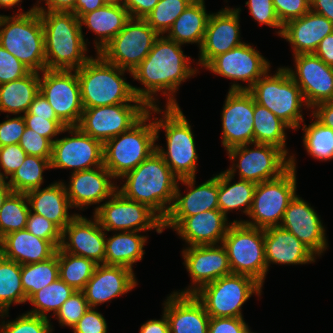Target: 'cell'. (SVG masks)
<instances>
[{
  "mask_svg": "<svg viewBox=\"0 0 333 333\" xmlns=\"http://www.w3.org/2000/svg\"><path fill=\"white\" fill-rule=\"evenodd\" d=\"M181 46L165 35H159L147 57L132 72L134 80L145 87L132 86L134 95L148 107L158 106L155 98L158 92L167 96L165 107L179 106L174 98L179 85L197 74V68H191L190 57L184 55Z\"/></svg>",
  "mask_w": 333,
  "mask_h": 333,
  "instance_id": "cell-1",
  "label": "cell"
},
{
  "mask_svg": "<svg viewBox=\"0 0 333 333\" xmlns=\"http://www.w3.org/2000/svg\"><path fill=\"white\" fill-rule=\"evenodd\" d=\"M120 179H126L117 186L125 198L147 205L162 220L167 216L179 179L156 151Z\"/></svg>",
  "mask_w": 333,
  "mask_h": 333,
  "instance_id": "cell-2",
  "label": "cell"
},
{
  "mask_svg": "<svg viewBox=\"0 0 333 333\" xmlns=\"http://www.w3.org/2000/svg\"><path fill=\"white\" fill-rule=\"evenodd\" d=\"M44 30L46 69L77 70L92 56H86L79 18L73 12L39 11Z\"/></svg>",
  "mask_w": 333,
  "mask_h": 333,
  "instance_id": "cell-3",
  "label": "cell"
},
{
  "mask_svg": "<svg viewBox=\"0 0 333 333\" xmlns=\"http://www.w3.org/2000/svg\"><path fill=\"white\" fill-rule=\"evenodd\" d=\"M126 70L107 62L99 53L76 70L83 108L144 103L122 77Z\"/></svg>",
  "mask_w": 333,
  "mask_h": 333,
  "instance_id": "cell-4",
  "label": "cell"
},
{
  "mask_svg": "<svg viewBox=\"0 0 333 333\" xmlns=\"http://www.w3.org/2000/svg\"><path fill=\"white\" fill-rule=\"evenodd\" d=\"M151 111L157 114L162 113V118H154L156 140L159 139L158 133L163 128L167 144V150L156 144V152L178 179L195 177L197 149L191 125L180 106H166L164 111L156 106L151 107Z\"/></svg>",
  "mask_w": 333,
  "mask_h": 333,
  "instance_id": "cell-5",
  "label": "cell"
},
{
  "mask_svg": "<svg viewBox=\"0 0 333 333\" xmlns=\"http://www.w3.org/2000/svg\"><path fill=\"white\" fill-rule=\"evenodd\" d=\"M0 17V45L32 72L46 69L44 30L38 9Z\"/></svg>",
  "mask_w": 333,
  "mask_h": 333,
  "instance_id": "cell-6",
  "label": "cell"
},
{
  "mask_svg": "<svg viewBox=\"0 0 333 333\" xmlns=\"http://www.w3.org/2000/svg\"><path fill=\"white\" fill-rule=\"evenodd\" d=\"M152 113L149 107L148 112L129 130L103 144V166L114 178H121L156 151V129L154 118L151 121Z\"/></svg>",
  "mask_w": 333,
  "mask_h": 333,
  "instance_id": "cell-7",
  "label": "cell"
},
{
  "mask_svg": "<svg viewBox=\"0 0 333 333\" xmlns=\"http://www.w3.org/2000/svg\"><path fill=\"white\" fill-rule=\"evenodd\" d=\"M267 71L248 90L256 103L264 106L291 129L301 128L304 118L303 106L308 108L301 89L291 78L285 67H280L274 75Z\"/></svg>",
  "mask_w": 333,
  "mask_h": 333,
  "instance_id": "cell-8",
  "label": "cell"
},
{
  "mask_svg": "<svg viewBox=\"0 0 333 333\" xmlns=\"http://www.w3.org/2000/svg\"><path fill=\"white\" fill-rule=\"evenodd\" d=\"M290 157V167L279 177L256 184L252 207L247 216L252 220H234L267 229L280 226L285 210L296 195V161Z\"/></svg>",
  "mask_w": 333,
  "mask_h": 333,
  "instance_id": "cell-9",
  "label": "cell"
},
{
  "mask_svg": "<svg viewBox=\"0 0 333 333\" xmlns=\"http://www.w3.org/2000/svg\"><path fill=\"white\" fill-rule=\"evenodd\" d=\"M222 245L232 273L248 275L262 286L268 272L264 249V229L231 222Z\"/></svg>",
  "mask_w": 333,
  "mask_h": 333,
  "instance_id": "cell-10",
  "label": "cell"
},
{
  "mask_svg": "<svg viewBox=\"0 0 333 333\" xmlns=\"http://www.w3.org/2000/svg\"><path fill=\"white\" fill-rule=\"evenodd\" d=\"M263 286L254 278L234 274L223 276L194 293L209 317L243 318L242 305L253 295H261Z\"/></svg>",
  "mask_w": 333,
  "mask_h": 333,
  "instance_id": "cell-11",
  "label": "cell"
},
{
  "mask_svg": "<svg viewBox=\"0 0 333 333\" xmlns=\"http://www.w3.org/2000/svg\"><path fill=\"white\" fill-rule=\"evenodd\" d=\"M249 145H254L253 149H250ZM226 152L230 160L237 162L225 171L234 177L236 169H239V179L256 184L277 178L290 167V157H287L289 155L271 144H244L232 147Z\"/></svg>",
  "mask_w": 333,
  "mask_h": 333,
  "instance_id": "cell-12",
  "label": "cell"
},
{
  "mask_svg": "<svg viewBox=\"0 0 333 333\" xmlns=\"http://www.w3.org/2000/svg\"><path fill=\"white\" fill-rule=\"evenodd\" d=\"M159 34L142 18H130L99 53L107 62L132 72L147 57Z\"/></svg>",
  "mask_w": 333,
  "mask_h": 333,
  "instance_id": "cell-13",
  "label": "cell"
},
{
  "mask_svg": "<svg viewBox=\"0 0 333 333\" xmlns=\"http://www.w3.org/2000/svg\"><path fill=\"white\" fill-rule=\"evenodd\" d=\"M94 217L110 231L163 232V220L147 205L125 198L118 190L103 204L95 207Z\"/></svg>",
  "mask_w": 333,
  "mask_h": 333,
  "instance_id": "cell-14",
  "label": "cell"
},
{
  "mask_svg": "<svg viewBox=\"0 0 333 333\" xmlns=\"http://www.w3.org/2000/svg\"><path fill=\"white\" fill-rule=\"evenodd\" d=\"M40 88L57 118L66 126H78L84 110L76 70H43Z\"/></svg>",
  "mask_w": 333,
  "mask_h": 333,
  "instance_id": "cell-15",
  "label": "cell"
},
{
  "mask_svg": "<svg viewBox=\"0 0 333 333\" xmlns=\"http://www.w3.org/2000/svg\"><path fill=\"white\" fill-rule=\"evenodd\" d=\"M149 110L145 103H123L84 108L78 127L103 144L129 130Z\"/></svg>",
  "mask_w": 333,
  "mask_h": 333,
  "instance_id": "cell-16",
  "label": "cell"
},
{
  "mask_svg": "<svg viewBox=\"0 0 333 333\" xmlns=\"http://www.w3.org/2000/svg\"><path fill=\"white\" fill-rule=\"evenodd\" d=\"M270 63L249 43H243L226 53L214 57L204 68L214 74L226 77L234 82H247L242 86L233 83L229 90H249L267 71Z\"/></svg>",
  "mask_w": 333,
  "mask_h": 333,
  "instance_id": "cell-17",
  "label": "cell"
},
{
  "mask_svg": "<svg viewBox=\"0 0 333 333\" xmlns=\"http://www.w3.org/2000/svg\"><path fill=\"white\" fill-rule=\"evenodd\" d=\"M71 137L57 138L52 144L51 168L73 172L103 166V143L84 133L78 126L65 127Z\"/></svg>",
  "mask_w": 333,
  "mask_h": 333,
  "instance_id": "cell-18",
  "label": "cell"
},
{
  "mask_svg": "<svg viewBox=\"0 0 333 333\" xmlns=\"http://www.w3.org/2000/svg\"><path fill=\"white\" fill-rule=\"evenodd\" d=\"M221 114L225 150L254 143V98L248 90H229Z\"/></svg>",
  "mask_w": 333,
  "mask_h": 333,
  "instance_id": "cell-19",
  "label": "cell"
},
{
  "mask_svg": "<svg viewBox=\"0 0 333 333\" xmlns=\"http://www.w3.org/2000/svg\"><path fill=\"white\" fill-rule=\"evenodd\" d=\"M295 71L285 67L309 108L333 101V67L314 54L294 55Z\"/></svg>",
  "mask_w": 333,
  "mask_h": 333,
  "instance_id": "cell-20",
  "label": "cell"
},
{
  "mask_svg": "<svg viewBox=\"0 0 333 333\" xmlns=\"http://www.w3.org/2000/svg\"><path fill=\"white\" fill-rule=\"evenodd\" d=\"M219 210H206L193 216H166L163 229L172 228L189 246L222 244L231 222Z\"/></svg>",
  "mask_w": 333,
  "mask_h": 333,
  "instance_id": "cell-21",
  "label": "cell"
},
{
  "mask_svg": "<svg viewBox=\"0 0 333 333\" xmlns=\"http://www.w3.org/2000/svg\"><path fill=\"white\" fill-rule=\"evenodd\" d=\"M184 266L192 279L191 286L178 294H194L201 287L232 273L225 247L197 245L183 249Z\"/></svg>",
  "mask_w": 333,
  "mask_h": 333,
  "instance_id": "cell-22",
  "label": "cell"
},
{
  "mask_svg": "<svg viewBox=\"0 0 333 333\" xmlns=\"http://www.w3.org/2000/svg\"><path fill=\"white\" fill-rule=\"evenodd\" d=\"M240 11V7H225L210 13L197 64L205 67L217 55L244 43L240 39Z\"/></svg>",
  "mask_w": 333,
  "mask_h": 333,
  "instance_id": "cell-23",
  "label": "cell"
},
{
  "mask_svg": "<svg viewBox=\"0 0 333 333\" xmlns=\"http://www.w3.org/2000/svg\"><path fill=\"white\" fill-rule=\"evenodd\" d=\"M93 218L92 221L77 214L62 231L60 248L64 252L91 259L96 264H104L107 233Z\"/></svg>",
  "mask_w": 333,
  "mask_h": 333,
  "instance_id": "cell-24",
  "label": "cell"
},
{
  "mask_svg": "<svg viewBox=\"0 0 333 333\" xmlns=\"http://www.w3.org/2000/svg\"><path fill=\"white\" fill-rule=\"evenodd\" d=\"M280 226L294 234L316 256L322 255L328 247L319 215L297 194L285 210Z\"/></svg>",
  "mask_w": 333,
  "mask_h": 333,
  "instance_id": "cell-25",
  "label": "cell"
},
{
  "mask_svg": "<svg viewBox=\"0 0 333 333\" xmlns=\"http://www.w3.org/2000/svg\"><path fill=\"white\" fill-rule=\"evenodd\" d=\"M70 177L69 185L64 184V187L72 208L84 210L86 206L87 209L89 205L99 204L117 191V184L111 181L115 178L104 166L72 172Z\"/></svg>",
  "mask_w": 333,
  "mask_h": 333,
  "instance_id": "cell-26",
  "label": "cell"
},
{
  "mask_svg": "<svg viewBox=\"0 0 333 333\" xmlns=\"http://www.w3.org/2000/svg\"><path fill=\"white\" fill-rule=\"evenodd\" d=\"M138 285L134 271L123 267L98 264L82 290L90 308L130 292Z\"/></svg>",
  "mask_w": 333,
  "mask_h": 333,
  "instance_id": "cell-27",
  "label": "cell"
},
{
  "mask_svg": "<svg viewBox=\"0 0 333 333\" xmlns=\"http://www.w3.org/2000/svg\"><path fill=\"white\" fill-rule=\"evenodd\" d=\"M163 304L170 333H208L210 317L194 294L174 291Z\"/></svg>",
  "mask_w": 333,
  "mask_h": 333,
  "instance_id": "cell-28",
  "label": "cell"
},
{
  "mask_svg": "<svg viewBox=\"0 0 333 333\" xmlns=\"http://www.w3.org/2000/svg\"><path fill=\"white\" fill-rule=\"evenodd\" d=\"M331 33L333 23L310 10L300 18L285 23L280 37L292 45L294 56L313 54L321 40Z\"/></svg>",
  "mask_w": 333,
  "mask_h": 333,
  "instance_id": "cell-29",
  "label": "cell"
},
{
  "mask_svg": "<svg viewBox=\"0 0 333 333\" xmlns=\"http://www.w3.org/2000/svg\"><path fill=\"white\" fill-rule=\"evenodd\" d=\"M267 269L270 263L299 265L315 262L316 255L294 234L281 226L264 229Z\"/></svg>",
  "mask_w": 333,
  "mask_h": 333,
  "instance_id": "cell-30",
  "label": "cell"
},
{
  "mask_svg": "<svg viewBox=\"0 0 333 333\" xmlns=\"http://www.w3.org/2000/svg\"><path fill=\"white\" fill-rule=\"evenodd\" d=\"M196 177L179 179L178 182L188 186L185 195H181L177 183L173 204L167 216H193L206 210L219 209V174L206 182L194 186Z\"/></svg>",
  "mask_w": 333,
  "mask_h": 333,
  "instance_id": "cell-31",
  "label": "cell"
},
{
  "mask_svg": "<svg viewBox=\"0 0 333 333\" xmlns=\"http://www.w3.org/2000/svg\"><path fill=\"white\" fill-rule=\"evenodd\" d=\"M25 194L31 206L30 212L47 218L61 231L77 216L68 212L72 206L64 182H54L44 189H33Z\"/></svg>",
  "mask_w": 333,
  "mask_h": 333,
  "instance_id": "cell-32",
  "label": "cell"
},
{
  "mask_svg": "<svg viewBox=\"0 0 333 333\" xmlns=\"http://www.w3.org/2000/svg\"><path fill=\"white\" fill-rule=\"evenodd\" d=\"M2 256L21 265L45 261L56 253V248L45 239L23 229L1 239Z\"/></svg>",
  "mask_w": 333,
  "mask_h": 333,
  "instance_id": "cell-33",
  "label": "cell"
},
{
  "mask_svg": "<svg viewBox=\"0 0 333 333\" xmlns=\"http://www.w3.org/2000/svg\"><path fill=\"white\" fill-rule=\"evenodd\" d=\"M130 19L127 9L123 5H107L84 14L79 20L80 25H86L98 36L94 40L96 53L102 49L124 28Z\"/></svg>",
  "mask_w": 333,
  "mask_h": 333,
  "instance_id": "cell-34",
  "label": "cell"
},
{
  "mask_svg": "<svg viewBox=\"0 0 333 333\" xmlns=\"http://www.w3.org/2000/svg\"><path fill=\"white\" fill-rule=\"evenodd\" d=\"M210 13H206L204 0H193L168 30L169 39L184 45H202Z\"/></svg>",
  "mask_w": 333,
  "mask_h": 333,
  "instance_id": "cell-35",
  "label": "cell"
},
{
  "mask_svg": "<svg viewBox=\"0 0 333 333\" xmlns=\"http://www.w3.org/2000/svg\"><path fill=\"white\" fill-rule=\"evenodd\" d=\"M138 233L119 231L109 238L106 236L104 264L133 270V264L143 259V248L147 242V237Z\"/></svg>",
  "mask_w": 333,
  "mask_h": 333,
  "instance_id": "cell-36",
  "label": "cell"
},
{
  "mask_svg": "<svg viewBox=\"0 0 333 333\" xmlns=\"http://www.w3.org/2000/svg\"><path fill=\"white\" fill-rule=\"evenodd\" d=\"M40 74L30 71L26 76L0 85V112L25 114L39 93Z\"/></svg>",
  "mask_w": 333,
  "mask_h": 333,
  "instance_id": "cell-37",
  "label": "cell"
},
{
  "mask_svg": "<svg viewBox=\"0 0 333 333\" xmlns=\"http://www.w3.org/2000/svg\"><path fill=\"white\" fill-rule=\"evenodd\" d=\"M234 177L226 171L219 173V210L227 217L232 210L244 209L242 212L248 215L253 202L256 183L239 179L238 182L231 184ZM244 207V208H242Z\"/></svg>",
  "mask_w": 333,
  "mask_h": 333,
  "instance_id": "cell-38",
  "label": "cell"
},
{
  "mask_svg": "<svg viewBox=\"0 0 333 333\" xmlns=\"http://www.w3.org/2000/svg\"><path fill=\"white\" fill-rule=\"evenodd\" d=\"M21 282V264L0 258V317H8L10 306L26 303Z\"/></svg>",
  "mask_w": 333,
  "mask_h": 333,
  "instance_id": "cell-39",
  "label": "cell"
},
{
  "mask_svg": "<svg viewBox=\"0 0 333 333\" xmlns=\"http://www.w3.org/2000/svg\"><path fill=\"white\" fill-rule=\"evenodd\" d=\"M286 129H291L264 106L254 100V143L271 144L282 149L287 155Z\"/></svg>",
  "mask_w": 333,
  "mask_h": 333,
  "instance_id": "cell-40",
  "label": "cell"
},
{
  "mask_svg": "<svg viewBox=\"0 0 333 333\" xmlns=\"http://www.w3.org/2000/svg\"><path fill=\"white\" fill-rule=\"evenodd\" d=\"M59 278L76 291H82L98 264L93 260L57 249Z\"/></svg>",
  "mask_w": 333,
  "mask_h": 333,
  "instance_id": "cell-41",
  "label": "cell"
},
{
  "mask_svg": "<svg viewBox=\"0 0 333 333\" xmlns=\"http://www.w3.org/2000/svg\"><path fill=\"white\" fill-rule=\"evenodd\" d=\"M59 278L57 250L49 259L21 265V282L28 300L35 292Z\"/></svg>",
  "mask_w": 333,
  "mask_h": 333,
  "instance_id": "cell-42",
  "label": "cell"
},
{
  "mask_svg": "<svg viewBox=\"0 0 333 333\" xmlns=\"http://www.w3.org/2000/svg\"><path fill=\"white\" fill-rule=\"evenodd\" d=\"M66 282L60 278L50 285L35 292L27 302L34 306V309L27 313L48 318L47 314L53 311V316L60 309L62 304L75 292Z\"/></svg>",
  "mask_w": 333,
  "mask_h": 333,
  "instance_id": "cell-43",
  "label": "cell"
},
{
  "mask_svg": "<svg viewBox=\"0 0 333 333\" xmlns=\"http://www.w3.org/2000/svg\"><path fill=\"white\" fill-rule=\"evenodd\" d=\"M51 168L49 159L27 155L23 164L7 181L13 192L27 193L43 184L44 170Z\"/></svg>",
  "mask_w": 333,
  "mask_h": 333,
  "instance_id": "cell-44",
  "label": "cell"
},
{
  "mask_svg": "<svg viewBox=\"0 0 333 333\" xmlns=\"http://www.w3.org/2000/svg\"><path fill=\"white\" fill-rule=\"evenodd\" d=\"M25 193L12 192L0 209V240L7 234L23 230L30 212Z\"/></svg>",
  "mask_w": 333,
  "mask_h": 333,
  "instance_id": "cell-45",
  "label": "cell"
},
{
  "mask_svg": "<svg viewBox=\"0 0 333 333\" xmlns=\"http://www.w3.org/2000/svg\"><path fill=\"white\" fill-rule=\"evenodd\" d=\"M303 144L308 154L320 161L333 160V130L317 120L302 127Z\"/></svg>",
  "mask_w": 333,
  "mask_h": 333,
  "instance_id": "cell-46",
  "label": "cell"
},
{
  "mask_svg": "<svg viewBox=\"0 0 333 333\" xmlns=\"http://www.w3.org/2000/svg\"><path fill=\"white\" fill-rule=\"evenodd\" d=\"M192 1L159 0L145 20L159 35H164Z\"/></svg>",
  "mask_w": 333,
  "mask_h": 333,
  "instance_id": "cell-47",
  "label": "cell"
},
{
  "mask_svg": "<svg viewBox=\"0 0 333 333\" xmlns=\"http://www.w3.org/2000/svg\"><path fill=\"white\" fill-rule=\"evenodd\" d=\"M52 330L50 319L27 312L0 324V333H52Z\"/></svg>",
  "mask_w": 333,
  "mask_h": 333,
  "instance_id": "cell-48",
  "label": "cell"
},
{
  "mask_svg": "<svg viewBox=\"0 0 333 333\" xmlns=\"http://www.w3.org/2000/svg\"><path fill=\"white\" fill-rule=\"evenodd\" d=\"M89 308L82 291H75L60 307L53 317L61 326L73 328Z\"/></svg>",
  "mask_w": 333,
  "mask_h": 333,
  "instance_id": "cell-49",
  "label": "cell"
},
{
  "mask_svg": "<svg viewBox=\"0 0 333 333\" xmlns=\"http://www.w3.org/2000/svg\"><path fill=\"white\" fill-rule=\"evenodd\" d=\"M25 229L37 237L48 240L56 249L61 245L62 231L42 215L29 212Z\"/></svg>",
  "mask_w": 333,
  "mask_h": 333,
  "instance_id": "cell-50",
  "label": "cell"
},
{
  "mask_svg": "<svg viewBox=\"0 0 333 333\" xmlns=\"http://www.w3.org/2000/svg\"><path fill=\"white\" fill-rule=\"evenodd\" d=\"M246 6L254 20L259 24L277 28L276 33L281 36L283 25L279 21L272 0H248Z\"/></svg>",
  "mask_w": 333,
  "mask_h": 333,
  "instance_id": "cell-51",
  "label": "cell"
},
{
  "mask_svg": "<svg viewBox=\"0 0 333 333\" xmlns=\"http://www.w3.org/2000/svg\"><path fill=\"white\" fill-rule=\"evenodd\" d=\"M52 142L35 131L25 128L21 136L19 145L27 155L38 156L51 160Z\"/></svg>",
  "mask_w": 333,
  "mask_h": 333,
  "instance_id": "cell-52",
  "label": "cell"
},
{
  "mask_svg": "<svg viewBox=\"0 0 333 333\" xmlns=\"http://www.w3.org/2000/svg\"><path fill=\"white\" fill-rule=\"evenodd\" d=\"M30 70L0 45V85L26 76Z\"/></svg>",
  "mask_w": 333,
  "mask_h": 333,
  "instance_id": "cell-53",
  "label": "cell"
},
{
  "mask_svg": "<svg viewBox=\"0 0 333 333\" xmlns=\"http://www.w3.org/2000/svg\"><path fill=\"white\" fill-rule=\"evenodd\" d=\"M282 25L310 11V0H272Z\"/></svg>",
  "mask_w": 333,
  "mask_h": 333,
  "instance_id": "cell-54",
  "label": "cell"
},
{
  "mask_svg": "<svg viewBox=\"0 0 333 333\" xmlns=\"http://www.w3.org/2000/svg\"><path fill=\"white\" fill-rule=\"evenodd\" d=\"M26 127L35 131L42 137L48 138L52 143L57 139V135L64 133L66 127L61 121H51L48 117H36V115H22ZM54 137H56L54 139Z\"/></svg>",
  "mask_w": 333,
  "mask_h": 333,
  "instance_id": "cell-55",
  "label": "cell"
},
{
  "mask_svg": "<svg viewBox=\"0 0 333 333\" xmlns=\"http://www.w3.org/2000/svg\"><path fill=\"white\" fill-rule=\"evenodd\" d=\"M27 154L19 144L0 147V170L2 175L8 179L23 164Z\"/></svg>",
  "mask_w": 333,
  "mask_h": 333,
  "instance_id": "cell-56",
  "label": "cell"
},
{
  "mask_svg": "<svg viewBox=\"0 0 333 333\" xmlns=\"http://www.w3.org/2000/svg\"><path fill=\"white\" fill-rule=\"evenodd\" d=\"M26 128L25 120L21 115L9 118L0 123V147L19 144Z\"/></svg>",
  "mask_w": 333,
  "mask_h": 333,
  "instance_id": "cell-57",
  "label": "cell"
},
{
  "mask_svg": "<svg viewBox=\"0 0 333 333\" xmlns=\"http://www.w3.org/2000/svg\"><path fill=\"white\" fill-rule=\"evenodd\" d=\"M88 308L78 323L72 328L74 333H107V323L103 315Z\"/></svg>",
  "mask_w": 333,
  "mask_h": 333,
  "instance_id": "cell-58",
  "label": "cell"
},
{
  "mask_svg": "<svg viewBox=\"0 0 333 333\" xmlns=\"http://www.w3.org/2000/svg\"><path fill=\"white\" fill-rule=\"evenodd\" d=\"M249 326L244 318L210 317L208 333H246Z\"/></svg>",
  "mask_w": 333,
  "mask_h": 333,
  "instance_id": "cell-59",
  "label": "cell"
},
{
  "mask_svg": "<svg viewBox=\"0 0 333 333\" xmlns=\"http://www.w3.org/2000/svg\"><path fill=\"white\" fill-rule=\"evenodd\" d=\"M23 115H36V117H48V120L51 121H60L57 118L54 109L41 92L35 96L33 102L30 104L28 112Z\"/></svg>",
  "mask_w": 333,
  "mask_h": 333,
  "instance_id": "cell-60",
  "label": "cell"
},
{
  "mask_svg": "<svg viewBox=\"0 0 333 333\" xmlns=\"http://www.w3.org/2000/svg\"><path fill=\"white\" fill-rule=\"evenodd\" d=\"M159 0H123V6L127 9L130 18L145 17L154 9Z\"/></svg>",
  "mask_w": 333,
  "mask_h": 333,
  "instance_id": "cell-61",
  "label": "cell"
},
{
  "mask_svg": "<svg viewBox=\"0 0 333 333\" xmlns=\"http://www.w3.org/2000/svg\"><path fill=\"white\" fill-rule=\"evenodd\" d=\"M313 118L333 130V101L322 102L313 107Z\"/></svg>",
  "mask_w": 333,
  "mask_h": 333,
  "instance_id": "cell-62",
  "label": "cell"
},
{
  "mask_svg": "<svg viewBox=\"0 0 333 333\" xmlns=\"http://www.w3.org/2000/svg\"><path fill=\"white\" fill-rule=\"evenodd\" d=\"M324 63L333 67V33L325 36L313 53Z\"/></svg>",
  "mask_w": 333,
  "mask_h": 333,
  "instance_id": "cell-63",
  "label": "cell"
},
{
  "mask_svg": "<svg viewBox=\"0 0 333 333\" xmlns=\"http://www.w3.org/2000/svg\"><path fill=\"white\" fill-rule=\"evenodd\" d=\"M162 315L159 320L151 319L142 324L139 333H170L166 314L163 312Z\"/></svg>",
  "mask_w": 333,
  "mask_h": 333,
  "instance_id": "cell-64",
  "label": "cell"
},
{
  "mask_svg": "<svg viewBox=\"0 0 333 333\" xmlns=\"http://www.w3.org/2000/svg\"><path fill=\"white\" fill-rule=\"evenodd\" d=\"M105 5L103 0H76L73 12L79 19L86 13Z\"/></svg>",
  "mask_w": 333,
  "mask_h": 333,
  "instance_id": "cell-65",
  "label": "cell"
},
{
  "mask_svg": "<svg viewBox=\"0 0 333 333\" xmlns=\"http://www.w3.org/2000/svg\"><path fill=\"white\" fill-rule=\"evenodd\" d=\"M310 10L333 23V0H310Z\"/></svg>",
  "mask_w": 333,
  "mask_h": 333,
  "instance_id": "cell-66",
  "label": "cell"
},
{
  "mask_svg": "<svg viewBox=\"0 0 333 333\" xmlns=\"http://www.w3.org/2000/svg\"><path fill=\"white\" fill-rule=\"evenodd\" d=\"M76 0H46L47 7L39 6L38 11H63L71 12L74 9Z\"/></svg>",
  "mask_w": 333,
  "mask_h": 333,
  "instance_id": "cell-67",
  "label": "cell"
},
{
  "mask_svg": "<svg viewBox=\"0 0 333 333\" xmlns=\"http://www.w3.org/2000/svg\"><path fill=\"white\" fill-rule=\"evenodd\" d=\"M12 192L13 190L8 186L7 182L0 188V209Z\"/></svg>",
  "mask_w": 333,
  "mask_h": 333,
  "instance_id": "cell-68",
  "label": "cell"
},
{
  "mask_svg": "<svg viewBox=\"0 0 333 333\" xmlns=\"http://www.w3.org/2000/svg\"><path fill=\"white\" fill-rule=\"evenodd\" d=\"M20 2H22V0H0V7L11 8L18 5Z\"/></svg>",
  "mask_w": 333,
  "mask_h": 333,
  "instance_id": "cell-69",
  "label": "cell"
},
{
  "mask_svg": "<svg viewBox=\"0 0 333 333\" xmlns=\"http://www.w3.org/2000/svg\"><path fill=\"white\" fill-rule=\"evenodd\" d=\"M107 5H122L123 0H103Z\"/></svg>",
  "mask_w": 333,
  "mask_h": 333,
  "instance_id": "cell-70",
  "label": "cell"
},
{
  "mask_svg": "<svg viewBox=\"0 0 333 333\" xmlns=\"http://www.w3.org/2000/svg\"><path fill=\"white\" fill-rule=\"evenodd\" d=\"M7 182L6 178L2 175L0 170V188Z\"/></svg>",
  "mask_w": 333,
  "mask_h": 333,
  "instance_id": "cell-71",
  "label": "cell"
},
{
  "mask_svg": "<svg viewBox=\"0 0 333 333\" xmlns=\"http://www.w3.org/2000/svg\"><path fill=\"white\" fill-rule=\"evenodd\" d=\"M41 1H43V0H38V1H37L38 4L34 5V7H35L36 9L39 8V4H40ZM44 1H46V0H44ZM37 5H38V6H37Z\"/></svg>",
  "mask_w": 333,
  "mask_h": 333,
  "instance_id": "cell-72",
  "label": "cell"
},
{
  "mask_svg": "<svg viewBox=\"0 0 333 333\" xmlns=\"http://www.w3.org/2000/svg\"><path fill=\"white\" fill-rule=\"evenodd\" d=\"M2 256V245H0V258Z\"/></svg>",
  "mask_w": 333,
  "mask_h": 333,
  "instance_id": "cell-73",
  "label": "cell"
},
{
  "mask_svg": "<svg viewBox=\"0 0 333 333\" xmlns=\"http://www.w3.org/2000/svg\"><path fill=\"white\" fill-rule=\"evenodd\" d=\"M246 333H254V332H251V330L249 329Z\"/></svg>",
  "mask_w": 333,
  "mask_h": 333,
  "instance_id": "cell-74",
  "label": "cell"
}]
</instances>
